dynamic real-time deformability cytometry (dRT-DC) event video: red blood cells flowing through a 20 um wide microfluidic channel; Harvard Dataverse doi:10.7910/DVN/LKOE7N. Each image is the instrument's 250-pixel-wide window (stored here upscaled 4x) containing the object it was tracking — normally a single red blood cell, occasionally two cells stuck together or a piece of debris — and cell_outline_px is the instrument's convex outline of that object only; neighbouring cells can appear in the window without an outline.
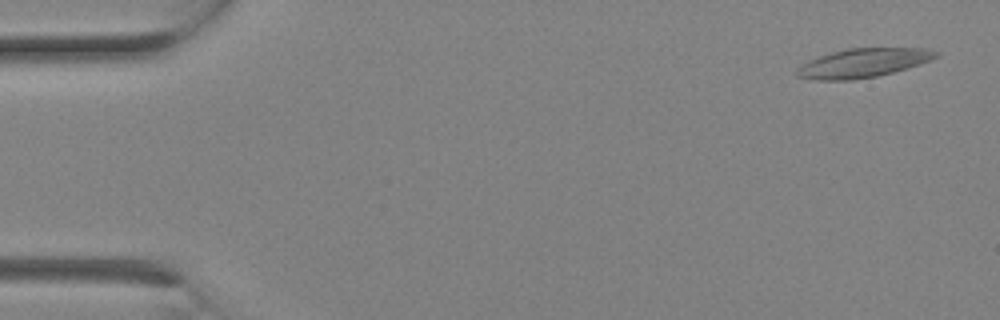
{"species": "Egyptian fruit bat (a non-hibernating species)", "species_latin": "Rousettus aegyptiacus", "temperature_condition": "room temperature", "stored_images_in_passage": 2, "camera_frame_rate_fps": 3000, "um_per_image_px": 0.085, "animal": {"sex": "female"}, "frame": {"image": 1, "passage_image": 1, "time_ms": 0.0, "image_size_px": [1000, 320], "cell_outline_px": [[940, 56], [932, 60], [908, 68], [876, 76], [852, 80], [816, 80], [796, 76], [796, 72], [808, 60], [832, 52], [848, 48], [924, 48], [940, 52]], "centroid_in_image_um": [73.42, 5.35], "position_along_channel_um": 11.6, "area_um2": 23.35}}
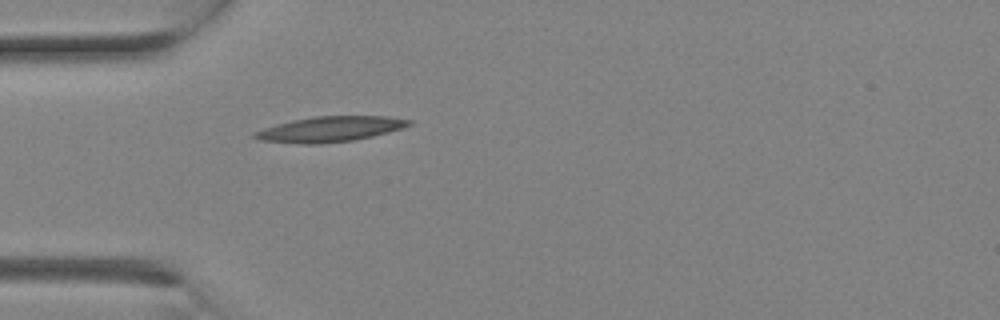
{"frame": {"image": 2, "passage_image": 2, "time_ms": 0.333, "image_size_px": [1000, 320], "cell_outline_px": [[412, 124], [404, 128], [372, 136], [352, 140], [320, 144], [300, 144], [260, 140], [252, 136], [252, 132], [264, 128], [292, 120], [312, 116], [388, 116], [412, 120]], "centroid_in_image_um": [28.05, 10.97], "position_along_channel_um": 56.9, "area_um2": 22.83}}